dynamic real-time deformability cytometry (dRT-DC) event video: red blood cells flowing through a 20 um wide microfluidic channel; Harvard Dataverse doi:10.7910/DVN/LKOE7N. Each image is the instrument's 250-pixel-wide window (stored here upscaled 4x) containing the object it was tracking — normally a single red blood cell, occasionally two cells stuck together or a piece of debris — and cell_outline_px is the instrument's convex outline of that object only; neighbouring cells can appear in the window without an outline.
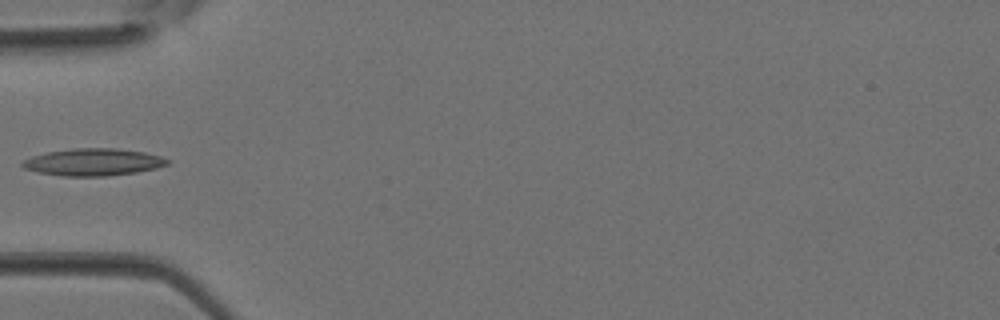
{"species": "Egyptian fruit bat (a non-hibernating species)", "species_latin": "Rousettus aegyptiacus", "temperature_condition": "room temperature", "stored_images_in_passage": 2, "camera_frame_rate_fps": 3000, "um_per_image_px": 0.085, "animal": {"sex": "female"}, "frame": {"image": 1, "passage_image": 2, "time_ms": 0.333, "image_size_px": [1000, 320], "cell_outline_px": [[172, 160], [168, 164], [156, 168], [136, 172], [108, 176], [60, 176], [40, 172], [24, 168], [20, 164], [24, 160], [32, 156], [48, 152], [72, 148], [116, 148], [144, 152], [160, 156]], "centroid_in_image_um": [7.95, 13.78], "position_along_channel_um": 77.1, "area_um2": 22.95}}